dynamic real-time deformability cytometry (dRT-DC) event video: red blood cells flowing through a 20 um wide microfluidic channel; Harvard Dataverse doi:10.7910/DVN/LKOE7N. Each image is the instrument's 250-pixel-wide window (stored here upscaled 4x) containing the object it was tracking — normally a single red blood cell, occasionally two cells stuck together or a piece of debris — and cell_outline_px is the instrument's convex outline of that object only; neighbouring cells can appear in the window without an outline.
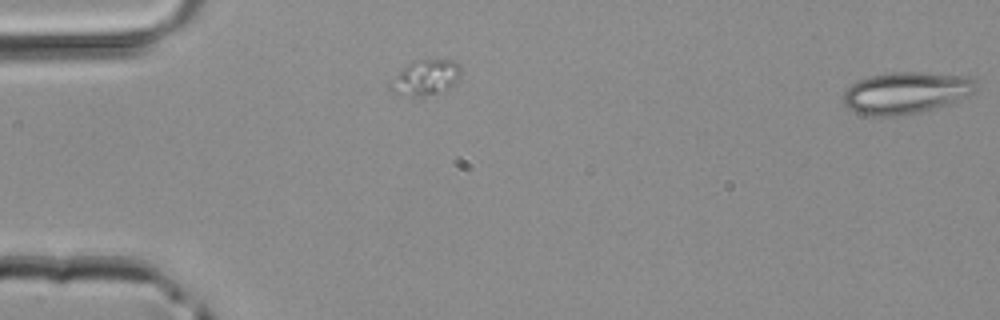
{"species": "common noctule bat (a hibernating species)", "species_latin": "Nyctalus noctula", "temperature_condition": "room temperature", "stored_images_in_passage": 2, "camera_frame_rate_fps": 3000, "um_per_image_px": 0.085, "animal": {"sex": "male", "body_mass_g": 20.4}, "frame": {"image": 1, "passage_image": 1, "time_ms": 0.0, "image_size_px": [1000, 320], "cell_outline_px": [[976, 92], [956, 100], [920, 112], [896, 116], [876, 116], [856, 112], [848, 108], [844, 104], [840, 96], [852, 84], [868, 76], [892, 72], [916, 72], [972, 76], [976, 80]], "centroid_in_image_um": [76.99, 7.87], "position_along_channel_um": 8.0, "area_um2": 32.19}}